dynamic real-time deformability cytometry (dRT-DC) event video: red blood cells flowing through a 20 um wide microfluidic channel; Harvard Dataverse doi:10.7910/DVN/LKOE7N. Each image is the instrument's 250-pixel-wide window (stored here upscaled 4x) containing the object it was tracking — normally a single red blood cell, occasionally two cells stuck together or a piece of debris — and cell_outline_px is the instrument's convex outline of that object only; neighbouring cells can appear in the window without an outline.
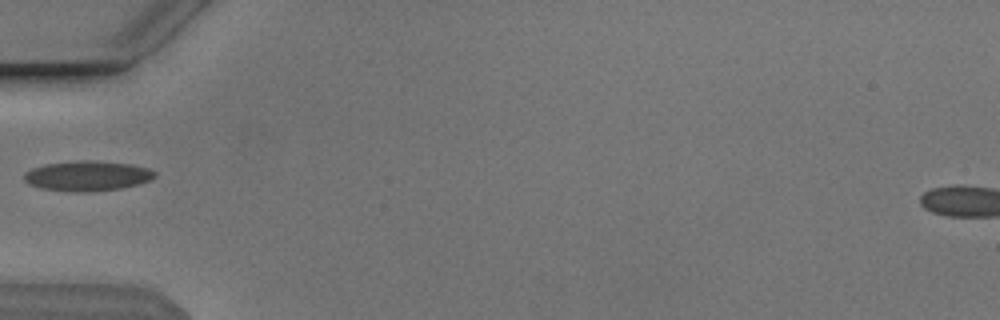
{"species": "Egyptian fruit bat (a non-hibernating species)", "species_latin": "Rousettus aegyptiacus", "temperature_condition": "cold", "stored_images_in_passage": 31, "camera_frame_rate_fps": 3000, "um_per_image_px": 0.085, "animal": {"sex": "male"}, "frame": {"image": 1, "passage_image": 1, "time_ms": 0.0, "image_size_px": [1000, 320], "cell_outline_px": [[156, 176], [148, 180], [136, 184], [120, 188], [92, 192], [72, 192], [40, 188], [28, 184], [24, 180], [24, 172], [32, 168], [44, 164], [84, 160], [88, 160], [132, 164], [148, 168], [156, 172]], "centroid_in_image_um": [7.39, 14.95], "position_along_channel_um": 77.6, "area_um2": 22.89}}